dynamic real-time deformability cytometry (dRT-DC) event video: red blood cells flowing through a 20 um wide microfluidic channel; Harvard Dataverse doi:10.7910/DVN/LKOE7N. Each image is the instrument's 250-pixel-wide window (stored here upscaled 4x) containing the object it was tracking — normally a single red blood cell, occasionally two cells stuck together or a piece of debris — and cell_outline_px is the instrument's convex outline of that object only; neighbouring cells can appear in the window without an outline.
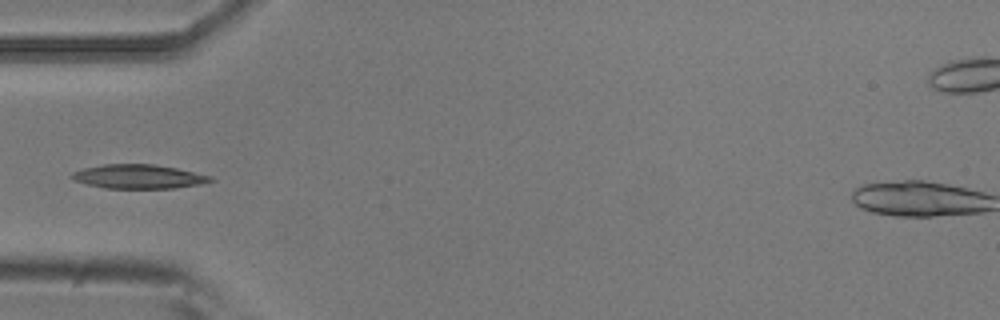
{"species": "common noctule bat (a hibernating species)", "species_latin": "Nyctalus noctula", "temperature_condition": "room temperature", "stored_images_in_passage": 6, "camera_frame_rate_fps": 3000, "um_per_image_px": 0.085, "animal": {"sex": "male", "body_mass_g": 20.5, "forearm_length_mm": 52.5}, "frame": {"image": 1, "passage_image": 5, "time_ms": 1.333, "image_size_px": [1000, 320], "cell_outline_px": [[216, 180], [200, 184], [176, 188], [104, 188], [88, 184], [76, 180], [68, 176], [72, 172], [84, 168], [104, 164], [152, 164], [176, 168], [212, 176]], "centroid_in_image_um": [11.79, 15.01], "position_along_channel_um": 73.2, "area_um2": 19.36}}
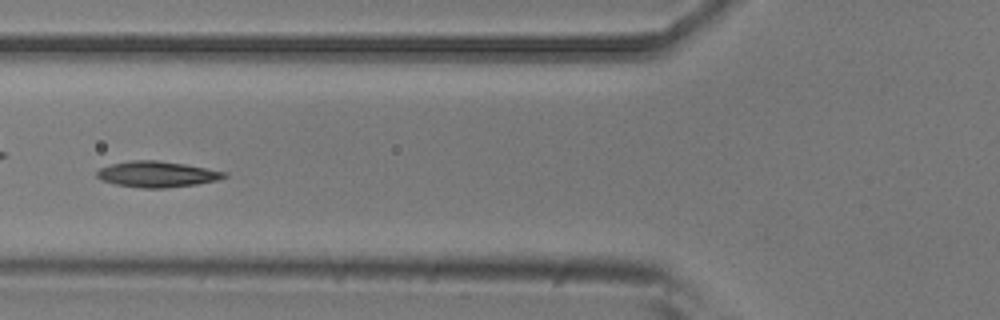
{"frame": {"image": 2, "passage_image": 6, "time_ms": 1.667, "image_size_px": [1000, 320], "cell_outline_px": [[228, 176], [216, 180], [196, 184], [164, 188], [140, 188], [116, 184], [100, 180], [96, 176], [96, 172], [100, 168], [112, 164], [132, 160], [160, 160], [184, 164], [228, 172]], "centroid_in_image_um": [13.34, 14.8], "position_along_channel_um": 112.5, "area_um2": 19.19}}